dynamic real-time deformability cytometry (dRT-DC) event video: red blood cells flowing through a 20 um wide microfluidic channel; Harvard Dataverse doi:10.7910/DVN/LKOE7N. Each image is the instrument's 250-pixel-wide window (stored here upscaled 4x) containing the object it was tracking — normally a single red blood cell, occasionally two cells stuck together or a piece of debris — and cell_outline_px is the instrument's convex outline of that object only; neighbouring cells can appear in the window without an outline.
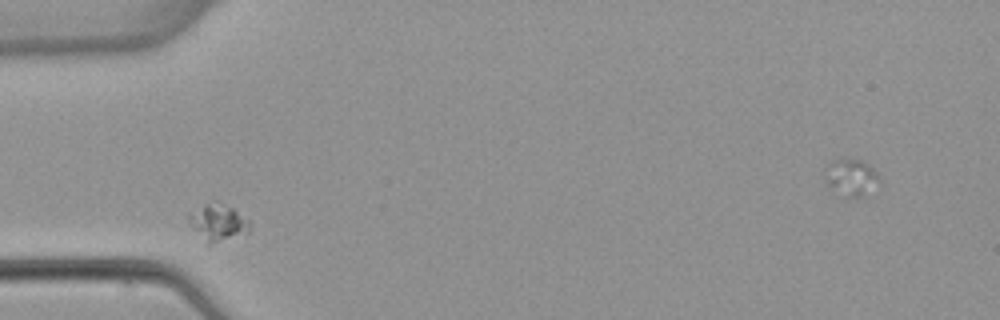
{"species": "common noctule bat (a hibernating species)", "species_latin": "Nyctalus noctula", "temperature_condition": "warm", "stored_images_in_passage": 5, "camera_frame_rate_fps": 3000, "um_per_image_px": 0.085, "animal": {"sex": "female", "body_mass_g": 22.7, "forearm_length_mm": 54.2}, "frame": {"image": 1, "passage_image": 1, "time_ms": 0.0, "image_size_px": [1000, 320], "cell_outline_px": [[248, 232], [208, 244], [188, 220], [188, 212], [204, 204], [216, 200], [232, 208], [248, 220]], "centroid_in_image_um": [18.48, 18.85], "position_along_channel_um": 66.5, "area_um2": 12.43}}
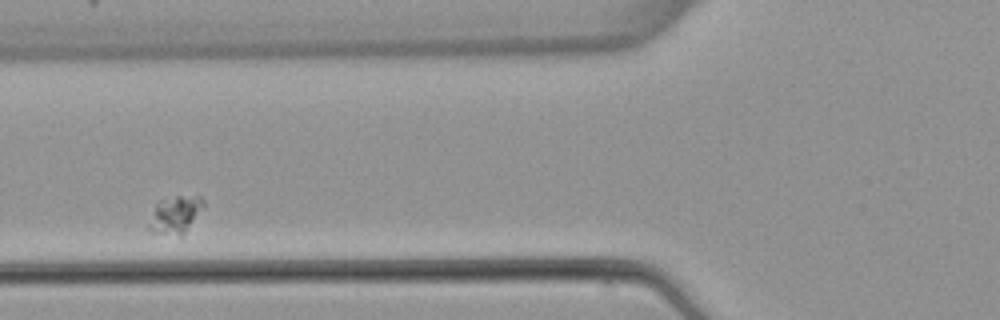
{"frame": {"image": 2, "passage_image": 2, "time_ms": 1.333, "image_size_px": [1000, 320], "cell_outline_px": [[204, 208], [184, 232], [180, 236], [152, 232], [148, 228], [148, 224], [156, 204], [160, 200], [176, 196], [200, 196], [204, 200]], "centroid_in_image_um": [14.91, 18.24], "position_along_channel_um": 110.9, "area_um2": 11.73}}
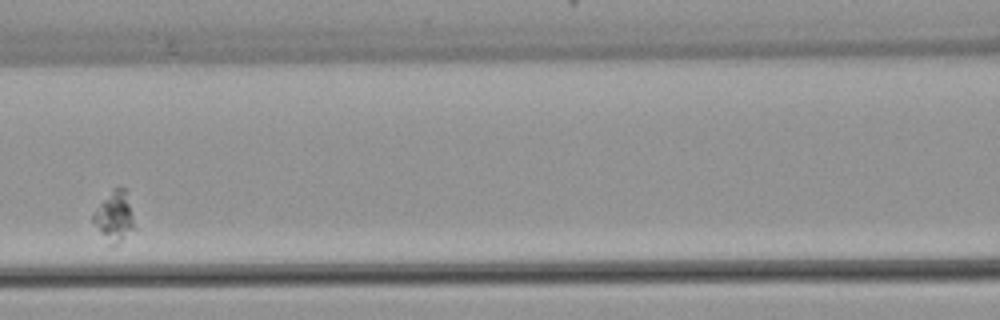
{"frame": {"image": 3, "passage_image": 3, "time_ms": 2.667, "image_size_px": [1000, 320], "cell_outline_px": [[136, 228], [116, 244], [100, 232], [92, 220], [92, 216], [100, 204], [112, 188], [128, 188]], "centroid_in_image_um": [9.8, 18.3], "position_along_channel_um": 156.8, "area_um2": 11.79}}